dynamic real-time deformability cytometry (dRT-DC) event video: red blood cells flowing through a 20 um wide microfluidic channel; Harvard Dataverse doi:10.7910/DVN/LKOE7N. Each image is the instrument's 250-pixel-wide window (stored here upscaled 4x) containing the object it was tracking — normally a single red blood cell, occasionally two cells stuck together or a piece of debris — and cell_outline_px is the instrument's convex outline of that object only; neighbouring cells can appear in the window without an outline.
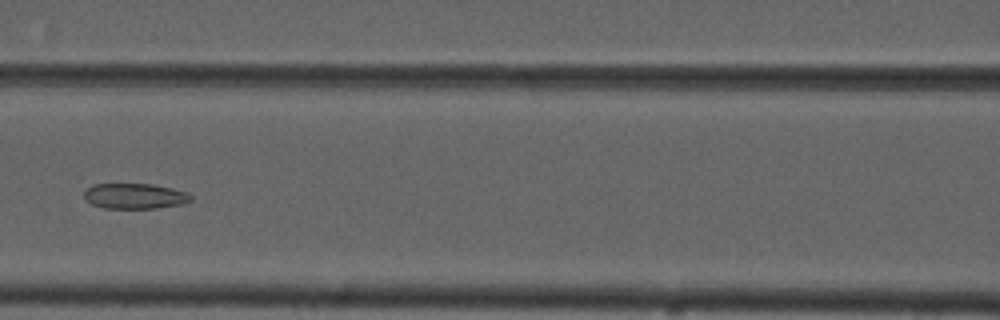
{"species": "common noctule bat (a hibernating species)", "species_latin": "Nyctalus noctula", "temperature_condition": "cold", "stored_images_in_passage": 5, "camera_frame_rate_fps": 3000, "um_per_image_px": 0.085, "animal": {"sex": "male", "forearm_length_mm": 52.5}, "frame": {"image": 1, "passage_image": 5, "time_ms": 5.667, "image_size_px": [1000, 320], "cell_outline_px": [[192, 200], [184, 204], [156, 208], [104, 208], [92, 204], [84, 196], [84, 192], [92, 184], [152, 184], [172, 188], [188, 192], [192, 196]], "centroid_in_image_um": [11.5, 16.66], "position_along_channel_um": 155.1, "area_um2": 15.84}}